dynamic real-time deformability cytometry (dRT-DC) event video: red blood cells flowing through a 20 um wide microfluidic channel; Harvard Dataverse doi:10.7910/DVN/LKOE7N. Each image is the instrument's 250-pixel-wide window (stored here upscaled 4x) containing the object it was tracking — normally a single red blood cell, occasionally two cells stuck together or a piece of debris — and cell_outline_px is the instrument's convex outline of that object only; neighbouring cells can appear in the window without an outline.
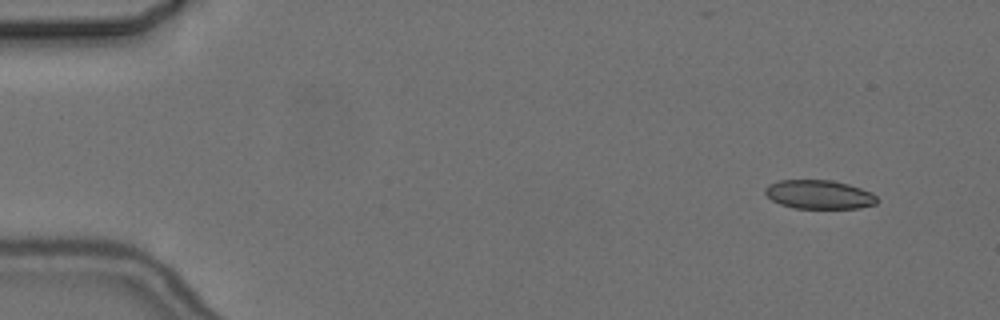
{"species": "common noctule bat (a hibernating species)", "species_latin": "Nyctalus noctula", "temperature_condition": "cold", "stored_images_in_passage": 5, "segment_of_instrument_passage": [1, 2], "camera_frame_rate_fps": 3000, "um_per_image_px": 0.085, "animal": {"sex": "female", "body_mass_g": 24.6, "forearm_length_mm": 56.2}, "frame": {"image": 1, "passage_image": 1, "time_ms": 0.0, "image_size_px": [1000, 320], "cell_outline_px": [[880, 200], [876, 204], [860, 208], [792, 208], [780, 204], [772, 200], [764, 192], [764, 188], [768, 184], [776, 180], [832, 180], [848, 184], [872, 192]], "centroid_in_image_um": [69.62, 16.53], "position_along_channel_um": 15.4, "area_um2": 19.02}}
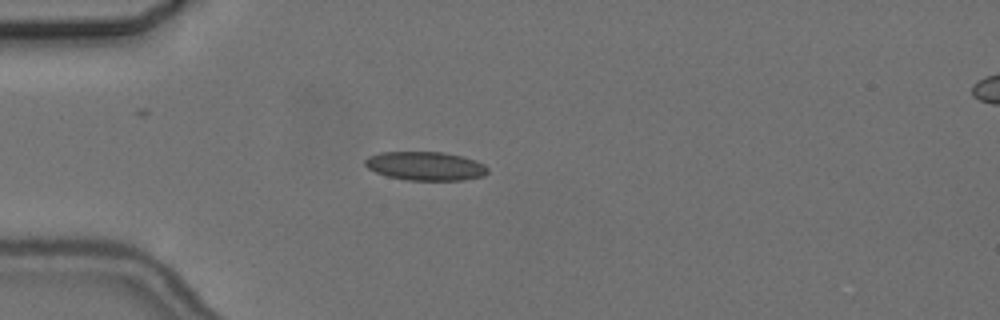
{"frame": {"image": 2, "passage_image": 4, "time_ms": 3.667, "image_size_px": [1000, 320], "cell_outline_px": [[488, 172], [484, 176], [464, 180], [408, 180], [388, 176], [376, 172], [368, 168], [364, 164], [364, 160], [368, 156], [380, 152], [444, 152], [476, 160], [484, 164], [488, 168]], "centroid_in_image_um": [36.17, 14.11], "position_along_channel_um": 48.8, "area_um2": 20.58}}